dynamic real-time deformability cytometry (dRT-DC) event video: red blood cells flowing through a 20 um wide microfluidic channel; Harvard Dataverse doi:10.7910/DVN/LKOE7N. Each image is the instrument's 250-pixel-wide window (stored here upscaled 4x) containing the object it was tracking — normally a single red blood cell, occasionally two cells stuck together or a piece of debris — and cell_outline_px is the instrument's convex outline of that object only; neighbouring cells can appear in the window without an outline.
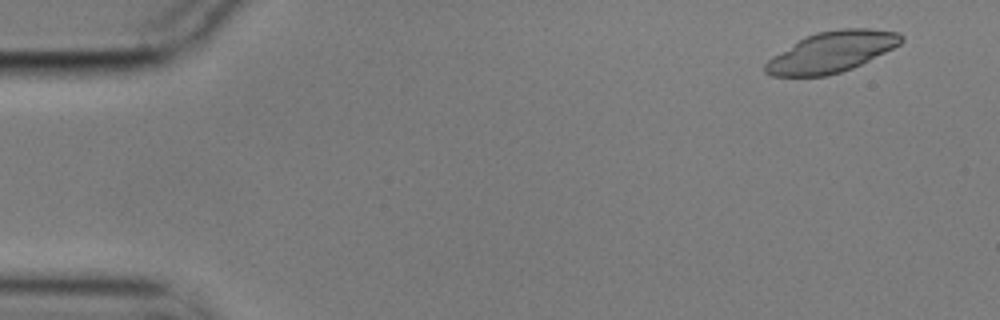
{"species": "common noctule bat (a hibernating species)", "species_latin": "Nyctalus noctula", "temperature_condition": "cold", "stored_images_in_passage": 57, "camera_frame_rate_fps": 3000, "um_per_image_px": 0.085, "animal": {"sex": "male", "body_mass_g": 17.9}, "frame": {"image": 1, "passage_image": 4, "time_ms": 1.0, "image_size_px": [1000, 320], "cell_outline_px": [[904, 40], [900, 44], [852, 68], [828, 76], [772, 76], [764, 72], [764, 64], [772, 56], [804, 36], [816, 32], [840, 28], [872, 28], [900, 32], [904, 36]], "centroid_in_image_um": [70.67, 4.4], "position_along_channel_um": 14.3, "area_um2": 32.37}}